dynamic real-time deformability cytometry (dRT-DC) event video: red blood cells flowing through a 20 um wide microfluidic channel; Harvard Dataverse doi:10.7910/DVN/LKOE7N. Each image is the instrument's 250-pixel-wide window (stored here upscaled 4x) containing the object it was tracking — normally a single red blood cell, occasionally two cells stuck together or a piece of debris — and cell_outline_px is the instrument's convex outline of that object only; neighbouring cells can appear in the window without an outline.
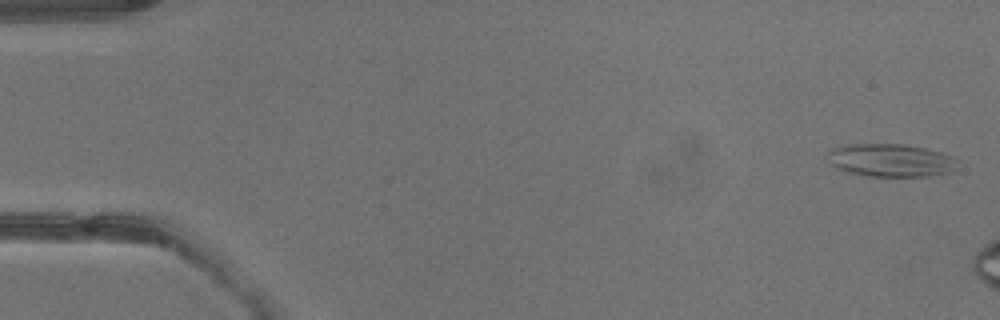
{"species": "common noctule bat (a hibernating species)", "species_latin": "Nyctalus noctula", "temperature_condition": "warm", "stored_images_in_passage": 10, "camera_frame_rate_fps": 3000, "um_per_image_px": 0.085, "animal": {"sex": "male", "body_mass_g": 13.3}, "frame": {"image": 1, "passage_image": 1, "time_ms": 0.0, "image_size_px": [1000, 320], "cell_outline_px": [[956, 168], [952, 172], [928, 176], [868, 176], [848, 172], [836, 168], [832, 164], [828, 152], [832, 148], [852, 144], [900, 144], [924, 148], [940, 152], [952, 156], [956, 160]], "centroid_in_image_um": [75.73, 13.63], "position_along_channel_um": 9.3, "area_um2": 24.68}}